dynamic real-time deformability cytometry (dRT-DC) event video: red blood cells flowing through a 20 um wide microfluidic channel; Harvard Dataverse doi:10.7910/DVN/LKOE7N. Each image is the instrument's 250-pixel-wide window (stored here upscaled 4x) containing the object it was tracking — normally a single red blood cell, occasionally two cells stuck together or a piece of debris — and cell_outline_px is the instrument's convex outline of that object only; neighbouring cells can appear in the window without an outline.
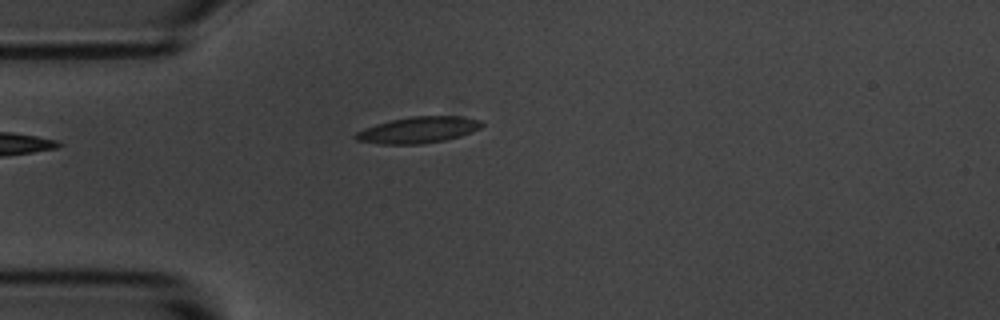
{"species": "common noctule bat (a hibernating species)", "species_latin": "Nyctalus noctula", "temperature_condition": "room temperature", "stored_images_in_passage": 41, "camera_frame_rate_fps": 3000, "um_per_image_px": 0.085, "animal": {"sex": "male", "body_mass_g": 20.1, "forearm_length_mm": 53.5}, "frame": {"image": 1, "passage_image": 1, "time_ms": 0.0, "image_size_px": [1000, 320], "cell_outline_px": [[484, 124], [480, 128], [472, 132], [460, 136], [444, 140], [420, 144], [380, 144], [356, 140], [352, 136], [356, 132], [364, 128], [376, 124], [392, 120], [412, 116], [460, 116], [480, 120]], "centroid_in_image_um": [35.54, 11.04], "position_along_channel_um": 49.5, "area_um2": 19.31}}
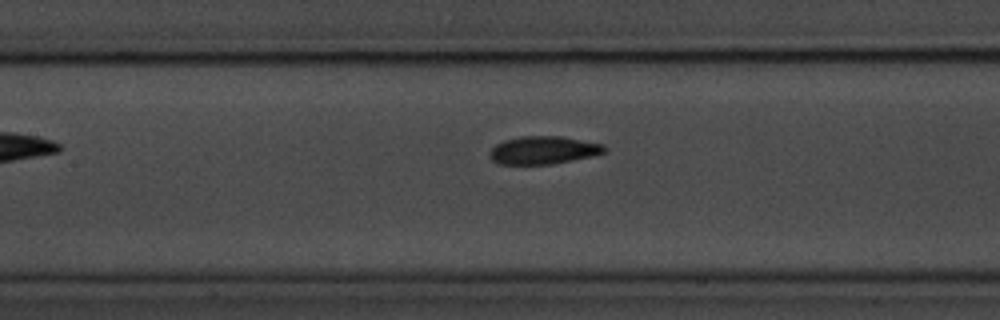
{"frame": {"image": 2, "passage_image": 11, "time_ms": 3.333, "image_size_px": [1000, 320], "cell_outline_px": [[608, 148], [604, 152], [592, 156], [552, 164], [496, 164], [492, 160], [492, 148], [496, 144], [504, 140], [520, 136], [564, 136], [604, 144]], "centroid_in_image_um": [46.23, 12.75], "position_along_channel_um": 161.2, "area_um2": 18.67}}
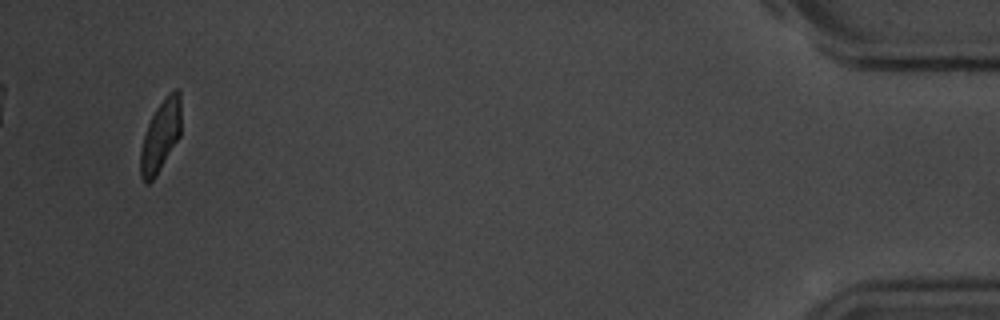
{"frame": {"image": 3, "passage_image": 39, "time_ms": 12.667, "image_size_px": [1000, 320], "cell_outline_px": [[180, 136], [156, 176], [148, 184], [144, 184], [140, 176], [140, 148], [148, 124], [156, 108], [168, 92], [172, 88], [176, 88], [180, 92]], "centroid_in_image_um": [13.64, 11.55], "position_along_channel_um": 421.6, "area_um2": 16.99}, "authors_computed_cell_mechanics": {"area_um2": 18.3226, "velocity_mm_per_s": 3.6514, "shape_relaxation_time_tau1_ms": 2.4845, "shape_relaxation_time_tau2_ms": 1.8918, "deformation_change_tau1": 0.1129, "deformation_change_tau2": 0.0754}}